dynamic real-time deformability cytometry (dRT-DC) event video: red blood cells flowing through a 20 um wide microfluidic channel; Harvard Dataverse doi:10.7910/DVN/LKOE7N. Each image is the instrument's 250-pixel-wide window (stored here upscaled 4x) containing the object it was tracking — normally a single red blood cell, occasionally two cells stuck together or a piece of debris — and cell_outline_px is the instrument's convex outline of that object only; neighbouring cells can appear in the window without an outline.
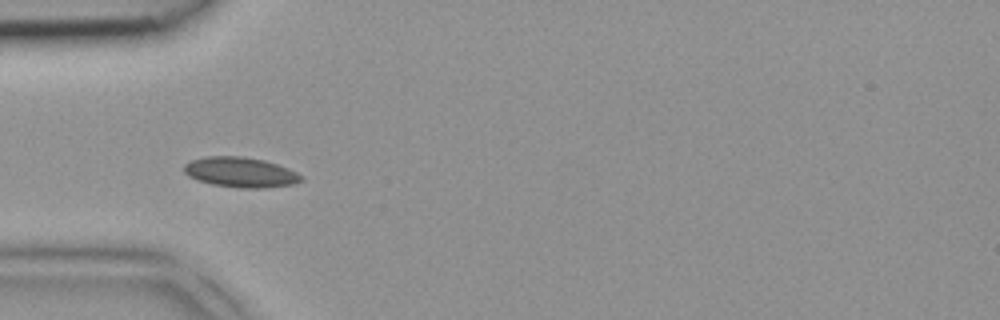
{"species": "common noctule bat (a hibernating species)", "species_latin": "Nyctalus noctula", "temperature_condition": "room temperature", "stored_images_in_passage": 4, "camera_frame_rate_fps": 3000, "um_per_image_px": 0.085, "animal": {"sex": "female", "body_mass_g": 18.4}, "frame": {"image": 1, "passage_image": 4, "time_ms": 1.0, "image_size_px": [1000, 320], "cell_outline_px": [[304, 180], [296, 184], [264, 188], [240, 188], [212, 184], [188, 176], [184, 172], [184, 164], [192, 160], [204, 156], [240, 156], [264, 160], [288, 168], [304, 176]], "centroid_in_image_um": [20.48, 14.64], "position_along_channel_um": 64.5, "area_um2": 20.63}}